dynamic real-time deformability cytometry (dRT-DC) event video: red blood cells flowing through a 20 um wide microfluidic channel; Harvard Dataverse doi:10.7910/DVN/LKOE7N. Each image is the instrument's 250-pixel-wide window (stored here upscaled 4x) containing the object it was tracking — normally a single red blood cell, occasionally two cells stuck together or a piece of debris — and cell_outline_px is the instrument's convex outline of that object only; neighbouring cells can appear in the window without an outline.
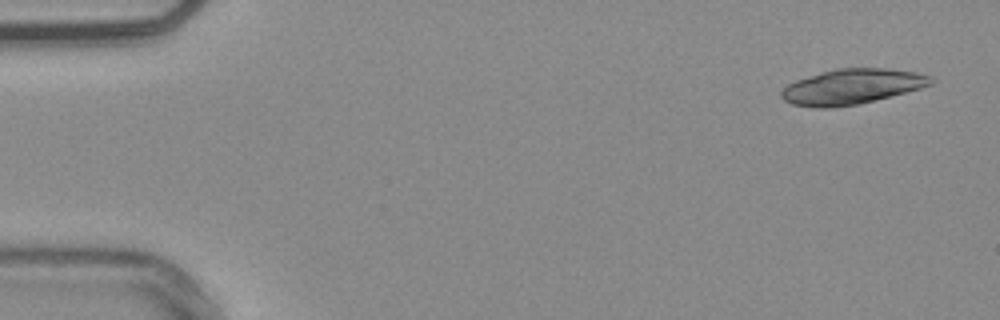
{"species": "common noctule bat (a hibernating species)", "species_latin": "Nyctalus noctula", "temperature_condition": "warm", "stored_images_in_passage": 19, "camera_frame_rate_fps": 3000, "um_per_image_px": 0.085, "animal": {"sex": "male", "body_mass_g": 20.4}, "frame": {"image": 1, "passage_image": 1, "time_ms": 0.0, "image_size_px": [1000, 320], "cell_outline_px": [[936, 80], [932, 84], [920, 88], [856, 104], [832, 108], [816, 108], [792, 104], [784, 100], [780, 96], [780, 92], [788, 84], [796, 80], [836, 68], [888, 68], [916, 72], [932, 76]], "centroid_in_image_um": [72.41, 7.35], "position_along_channel_um": 12.6, "area_um2": 30.46}}